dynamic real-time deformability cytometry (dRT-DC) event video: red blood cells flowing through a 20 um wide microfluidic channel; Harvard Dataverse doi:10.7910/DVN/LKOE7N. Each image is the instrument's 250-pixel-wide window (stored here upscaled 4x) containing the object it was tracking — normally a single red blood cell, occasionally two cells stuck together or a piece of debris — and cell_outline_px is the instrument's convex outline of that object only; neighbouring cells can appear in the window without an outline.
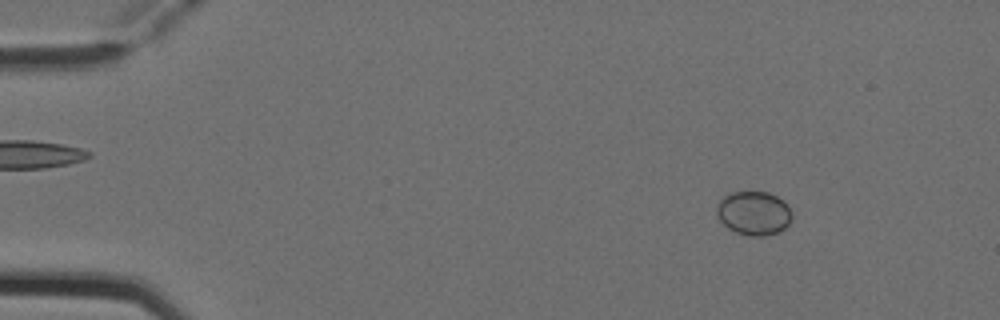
{"species": "Egyptian fruit bat (a non-hibernating species)", "species_latin": "Rousettus aegyptiacus", "temperature_condition": "cold", "stored_images_in_passage": 5, "camera_frame_rate_fps": 3000, "um_per_image_px": 0.085, "animal": {"sex": "female"}, "frame": {"image": 1, "passage_image": 1, "time_ms": 0.0, "image_size_px": [1000, 320], "cell_outline_px": [[792, 220], [780, 232], [764, 236], [748, 236], [736, 232], [728, 228], [720, 220], [716, 212], [716, 204], [724, 196], [732, 192], [768, 192], [784, 200], [792, 212]], "centroid_in_image_um": [64.08, 18.12], "position_along_channel_um": 20.9, "area_um2": 19.42}}
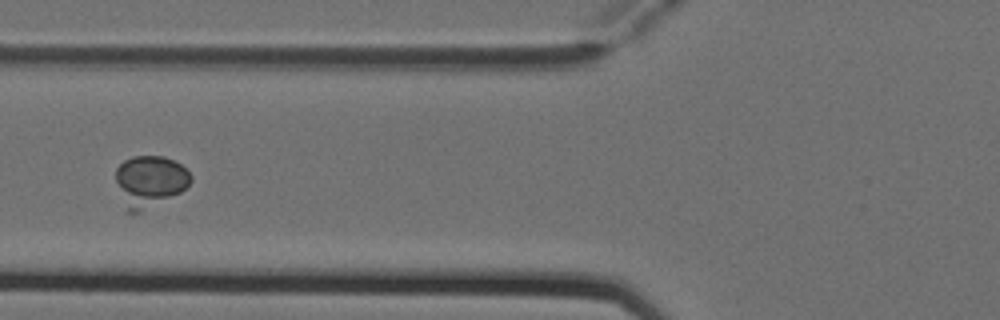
{"frame": {"image": 2, "passage_image": 5, "time_ms": 1.333, "image_size_px": [1000, 320], "cell_outline_px": [[192, 180], [180, 192], [136, 212], [124, 212], [116, 180], [116, 168], [124, 160], [132, 156], [164, 156], [180, 164], [192, 176]], "centroid_in_image_um": [12.68, 15.38], "position_along_channel_um": 113.1, "area_um2": 22.14}}